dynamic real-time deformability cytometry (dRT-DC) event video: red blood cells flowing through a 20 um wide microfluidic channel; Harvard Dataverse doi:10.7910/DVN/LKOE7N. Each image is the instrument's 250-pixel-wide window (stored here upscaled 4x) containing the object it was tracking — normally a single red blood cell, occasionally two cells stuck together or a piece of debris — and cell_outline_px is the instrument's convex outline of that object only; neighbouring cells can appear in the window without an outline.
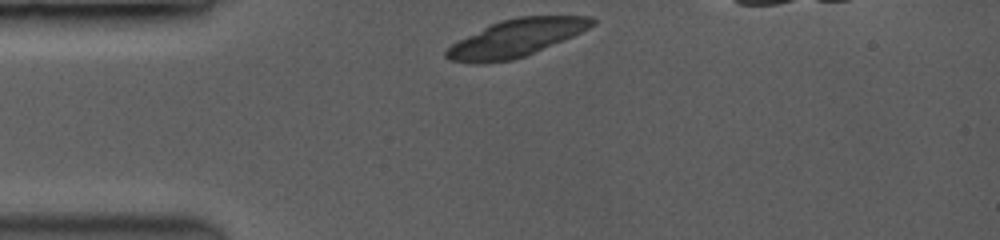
{"species": "common noctule bat (a hibernating species)", "species_latin": "Nyctalus noctula", "temperature_condition": "room temperature", "stored_images_in_passage": 8, "camera_frame_rate_fps": 3500, "um_per_image_px": 0.085, "animal": {"sex": "female", "body_mass_g": 19.0, "forearm_length_mm": 53.3}, "frame": {"image": 1, "passage_image": 1, "time_ms": 0.0, "image_size_px": [1000, 240], "cell_outline_px": [[596, 24], [572, 36], [524, 56], [512, 60], [452, 60], [444, 56], [444, 52], [452, 44], [500, 20], [516, 16], [592, 16], [596, 20]], "centroid_in_image_um": [43.97, 3.17], "position_along_channel_um": 41.0, "area_um2": 30.29}}